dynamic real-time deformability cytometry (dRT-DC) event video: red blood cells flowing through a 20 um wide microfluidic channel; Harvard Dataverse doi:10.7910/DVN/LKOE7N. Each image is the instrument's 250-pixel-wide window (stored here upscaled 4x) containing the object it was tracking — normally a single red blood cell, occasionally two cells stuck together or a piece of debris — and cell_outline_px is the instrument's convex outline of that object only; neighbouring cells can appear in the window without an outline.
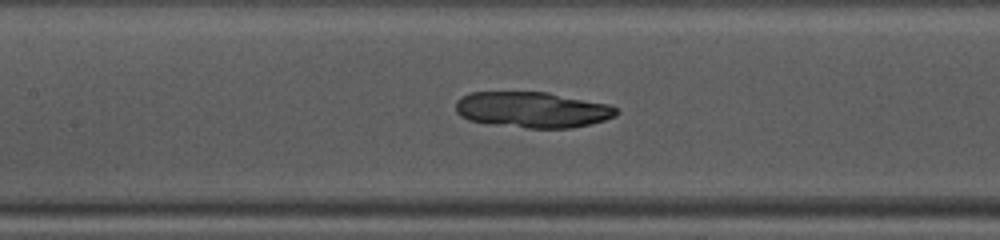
{"species": "common noctule bat (a hibernating species)", "species_latin": "Nyctalus noctula", "temperature_condition": "warm", "stored_images_in_passage": 40, "camera_frame_rate_fps": 3000, "um_per_image_px": 0.085, "animal": {"sex": "female", "body_mass_g": 10.0, "forearm_length_mm": 53.1}, "frame": {"image": 1, "passage_image": 13, "time_ms": 4.0, "image_size_px": [1000, 240], "cell_outline_px": [[620, 112], [616, 116], [604, 120], [572, 128], [528, 128], [468, 120], [460, 116], [456, 112], [456, 100], [460, 96], [472, 92], [548, 92], [608, 104], [616, 108]], "centroid_in_image_um": [45.25, 9.32], "position_along_channel_um": 162.2, "area_um2": 33.47}}
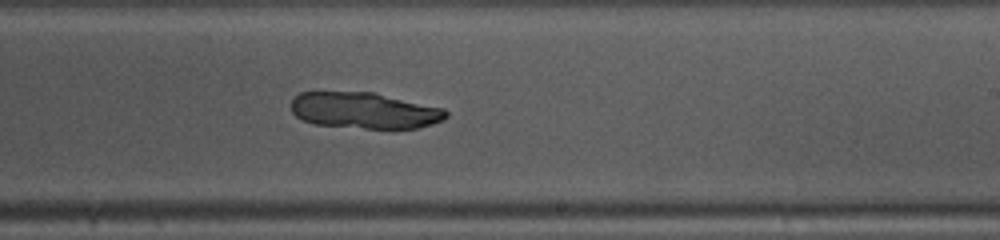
{"frame": {"image": 2, "passage_image": 20, "time_ms": 6.333, "image_size_px": [1000, 240], "cell_outline_px": [[448, 116], [444, 120], [420, 128], [364, 128], [316, 124], [304, 120], [296, 116], [292, 112], [292, 100], [300, 92], [372, 92], [444, 108], [448, 112]], "centroid_in_image_um": [31.01, 9.39], "position_along_channel_um": 258.0, "area_um2": 32.48}}
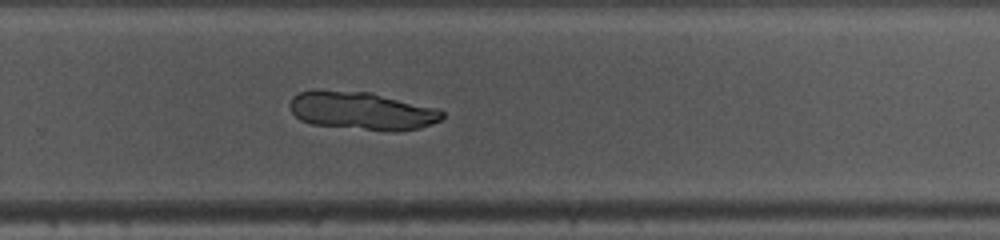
{"frame": {"image": 3, "passage_image": 23, "time_ms": 7.333, "image_size_px": [1000, 240], "cell_outline_px": [[444, 116], [440, 120], [420, 128], [396, 132], [392, 132], [312, 124], [300, 120], [292, 112], [288, 104], [292, 96], [300, 92], [312, 88], [372, 92], [436, 108], [444, 112]], "centroid_in_image_um": [30.71, 9.4], "position_along_channel_um": 299.1, "area_um2": 34.33}}